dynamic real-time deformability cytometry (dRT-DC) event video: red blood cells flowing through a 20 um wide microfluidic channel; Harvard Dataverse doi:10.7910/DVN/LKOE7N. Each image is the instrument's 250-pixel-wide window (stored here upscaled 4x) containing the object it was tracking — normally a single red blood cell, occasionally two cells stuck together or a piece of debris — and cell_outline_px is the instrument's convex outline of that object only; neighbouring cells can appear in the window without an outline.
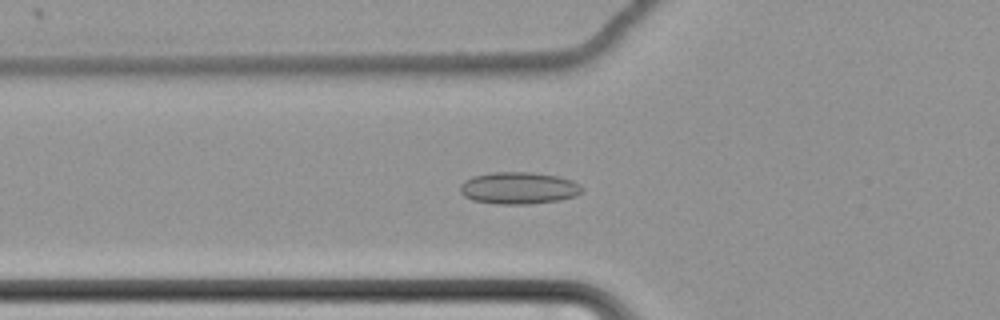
{"species": "common noctule bat (a hibernating species)", "species_latin": "Nyctalus noctula", "temperature_condition": "cold", "stored_images_in_passage": 65, "camera_frame_rate_fps": 3000, "um_per_image_px": 0.085, "animal": {"sex": "female", "body_mass_g": 22.7, "forearm_length_mm": 54.2}, "frame": {"image": 1, "passage_image": 27, "time_ms": 8.667, "image_size_px": [1000, 320], "cell_outline_px": [[584, 188], [576, 196], [560, 200], [528, 204], [496, 204], [472, 200], [464, 196], [460, 192], [460, 184], [464, 180], [472, 176], [492, 172], [532, 172], [560, 176], [572, 180], [580, 184]], "centroid_in_image_um": [44.09, 15.98], "position_along_channel_um": 81.7, "area_um2": 23.0}}
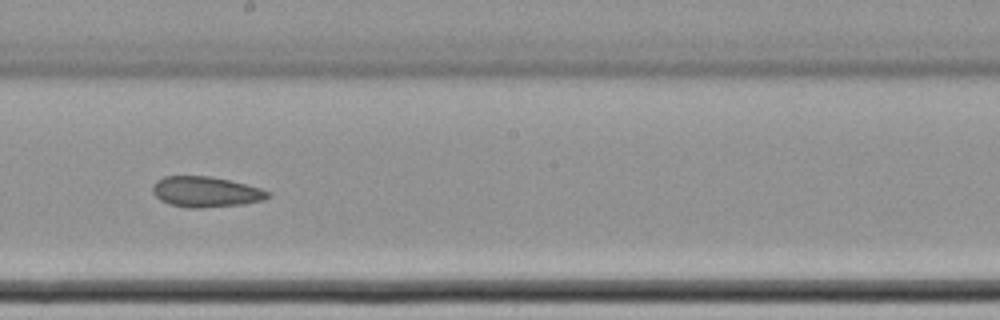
{"frame": {"image": 2, "passage_image": 40, "time_ms": 13.0, "image_size_px": [1000, 320], "cell_outline_px": [[272, 196], [264, 200], [244, 204], [200, 208], [188, 208], [168, 204], [160, 200], [152, 192], [152, 184], [156, 180], [164, 176], [208, 176], [228, 180], [260, 188], [272, 192]], "centroid_in_image_um": [17.48, 16.31], "position_along_channel_um": 230.7, "area_um2": 20.69}}
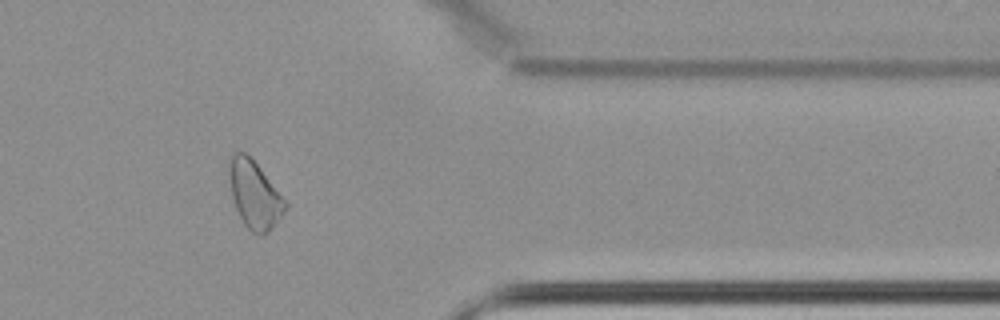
{"frame": {"image": 3, "passage_image": 55, "time_ms": 18.0, "image_size_px": [1000, 320], "cell_outline_px": [[288, 208], [268, 232], [264, 236], [256, 236], [244, 224], [236, 208], [232, 196], [228, 172], [228, 156], [232, 152], [244, 152], [260, 168], [288, 204]], "centroid_in_image_um": [21.61, 16.55], "position_along_channel_um": 389.8, "area_um2": 22.02}, "authors_computed_cell_mechanics": {"area_um2": 23.0044, "velocity_mm_per_s": 3.4644, "shape_relaxation_time_tau1_ms": null, "shape_relaxation_time_tau2_ms": 6.8418, "deformation_change_tau1": null, "deformation_change_tau2": 0.1218}}